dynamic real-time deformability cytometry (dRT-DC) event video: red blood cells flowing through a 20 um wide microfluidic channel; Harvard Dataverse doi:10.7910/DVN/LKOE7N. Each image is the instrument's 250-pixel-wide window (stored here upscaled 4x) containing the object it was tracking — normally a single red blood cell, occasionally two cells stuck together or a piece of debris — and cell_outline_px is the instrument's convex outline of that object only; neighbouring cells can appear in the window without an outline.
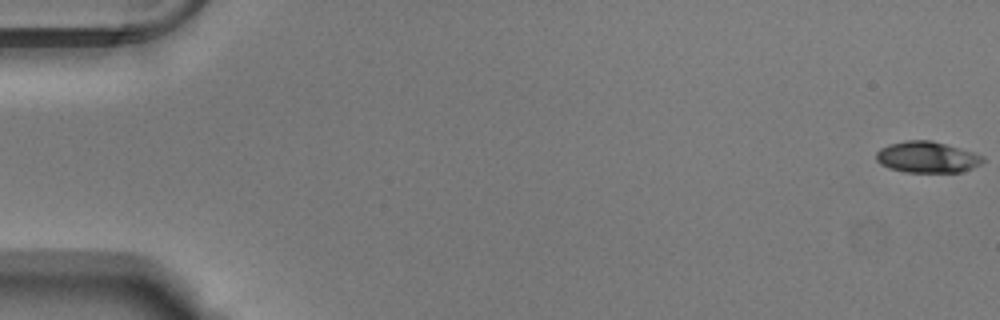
{"species": "Egyptian fruit bat (a non-hibernating species)", "species_latin": "Rousettus aegyptiacus", "temperature_condition": "warm", "stored_images_in_passage": 55, "camera_frame_rate_fps": 3000, "um_per_image_px": 0.085, "animal": {"sex": "male"}, "frame": {"image": 1, "passage_image": 1, "time_ms": 0.0, "image_size_px": [1000, 320], "cell_outline_px": [[984, 160], [980, 164], [972, 168], [960, 172], [904, 172], [888, 168], [880, 164], [876, 160], [876, 152], [880, 148], [888, 144], [908, 140], [932, 140], [972, 152], [984, 156]], "centroid_in_image_um": [78.77, 13.36], "position_along_channel_um": 6.2, "area_um2": 19.42}}
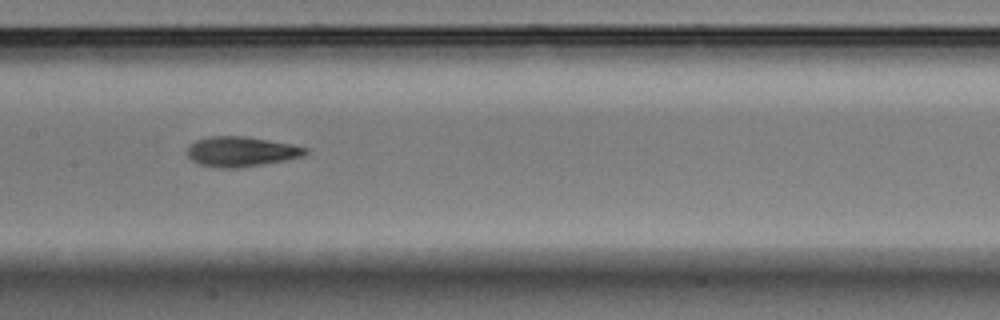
{"frame": {"image": 2, "passage_image": 28, "time_ms": 9.0, "image_size_px": [1000, 320], "cell_outline_px": [[308, 152], [304, 156], [284, 160], [236, 168], [216, 168], [200, 164], [192, 160], [188, 156], [188, 144], [196, 140], [212, 136], [244, 136], [268, 140], [308, 148]], "centroid_in_image_um": [20.46, 12.88], "position_along_channel_um": 186.9, "area_um2": 20.4}}
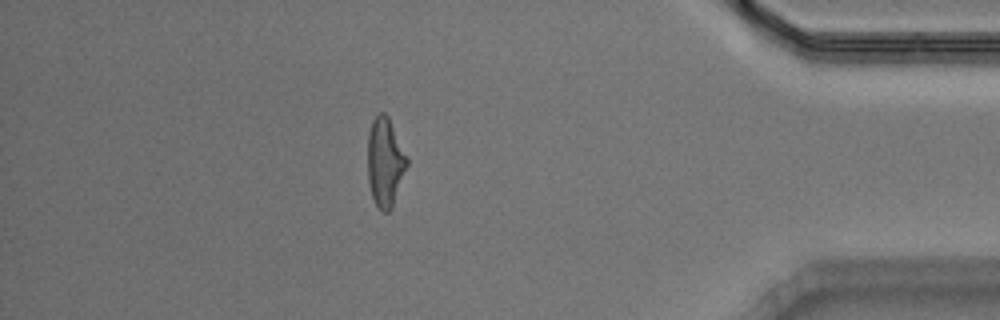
{"frame": {"image": 3, "passage_image": 48, "time_ms": 15.667, "image_size_px": [1000, 320], "cell_outline_px": [[408, 164], [392, 208], [388, 212], [384, 212], [376, 204], [372, 196], [368, 180], [368, 132], [372, 120], [380, 112], [384, 112], [388, 116], [408, 160]], "centroid_in_image_um": [32.72, 13.78], "position_along_channel_um": 402.5, "area_um2": 20.11}, "authors_computed_cell_mechanics": {"area_um2": 20.3456, "velocity_mm_per_s": 3.8036, "shape_relaxation_time_tau1_ms": 4.6986, "shape_relaxation_time_tau2_ms": 2.0144, "deformation_change_tau1": 0.2012, "deformation_change_tau2": 0.1139}}